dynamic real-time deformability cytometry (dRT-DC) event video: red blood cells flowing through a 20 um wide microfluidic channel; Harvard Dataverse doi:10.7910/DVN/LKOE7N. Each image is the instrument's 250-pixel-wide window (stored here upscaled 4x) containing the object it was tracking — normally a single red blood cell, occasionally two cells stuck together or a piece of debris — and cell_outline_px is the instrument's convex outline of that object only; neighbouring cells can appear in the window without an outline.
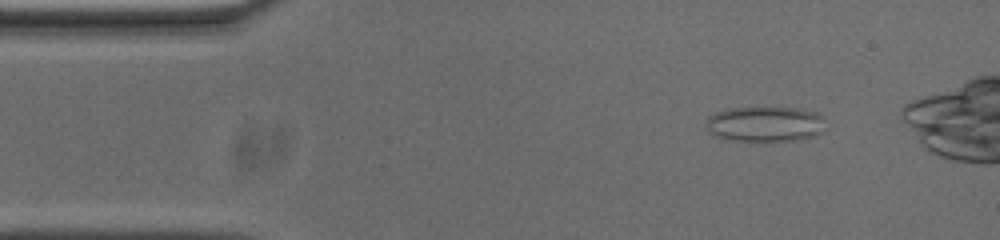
{"species": "common noctule bat (a hibernating species)", "species_latin": "Nyctalus noctula", "temperature_condition": "cold", "stored_images_in_passage": 47, "camera_frame_rate_fps": 3000, "um_per_image_px": 0.085, "animal": {"sex": "male", "body_mass_g": 20.0, "forearm_length_mm": 53.3}, "frame": {"image": 1, "passage_image": 6, "time_ms": 1.667, "image_size_px": [1000, 240], "cell_outline_px": [[828, 128], [824, 132], [812, 136], [796, 140], [732, 140], [712, 136], [708, 128], [708, 116], [716, 112], [728, 108], [792, 108], [816, 112], [824, 116]], "centroid_in_image_um": [65.1, 10.54], "position_along_channel_um": 19.9, "area_um2": 24.57}}
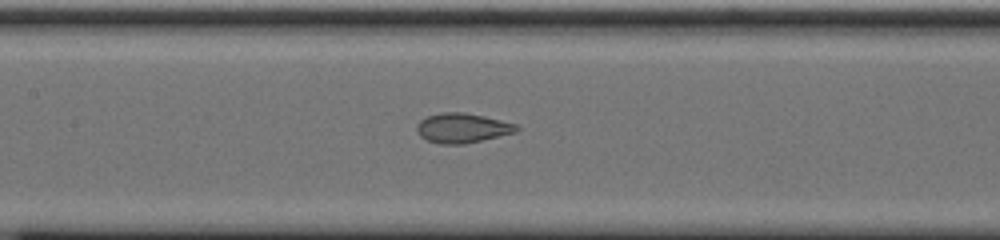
{"frame": {"image": 2, "passage_image": 23, "time_ms": 7.333, "image_size_px": [1000, 240], "cell_outline_px": [[520, 128], [516, 132], [464, 144], [440, 144], [428, 140], [420, 136], [416, 128], [416, 124], [420, 120], [428, 116], [440, 112], [464, 112], [484, 116], [516, 124]], "centroid_in_image_um": [39.28, 10.87], "position_along_channel_um": 168.1, "area_um2": 17.17}}
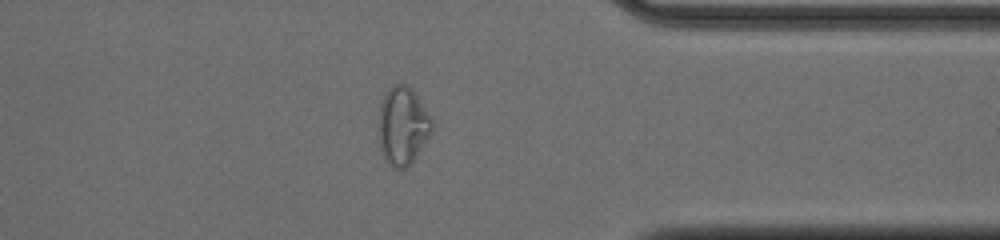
{"frame": {"image": 3, "passage_image": 41, "time_ms": 13.333, "image_size_px": [1000, 240], "cell_outline_px": [[432, 132], [412, 164], [404, 168], [392, 168], [388, 164], [380, 148], [376, 132], [380, 104], [388, 88], [396, 84], [404, 84], [416, 96], [432, 120]], "centroid_in_image_um": [34.18, 10.75], "position_along_channel_um": 377.2, "area_um2": 24.33}, "authors_computed_cell_mechanics": {"area_um2": 19.5364, "velocity_mm_per_s": 3.7107, "shape_relaxation_time_tau1_ms": null, "shape_relaxation_time_tau2_ms": 0.9437, "deformation_change_tau1": null, "deformation_change_tau2": 0.0637}}